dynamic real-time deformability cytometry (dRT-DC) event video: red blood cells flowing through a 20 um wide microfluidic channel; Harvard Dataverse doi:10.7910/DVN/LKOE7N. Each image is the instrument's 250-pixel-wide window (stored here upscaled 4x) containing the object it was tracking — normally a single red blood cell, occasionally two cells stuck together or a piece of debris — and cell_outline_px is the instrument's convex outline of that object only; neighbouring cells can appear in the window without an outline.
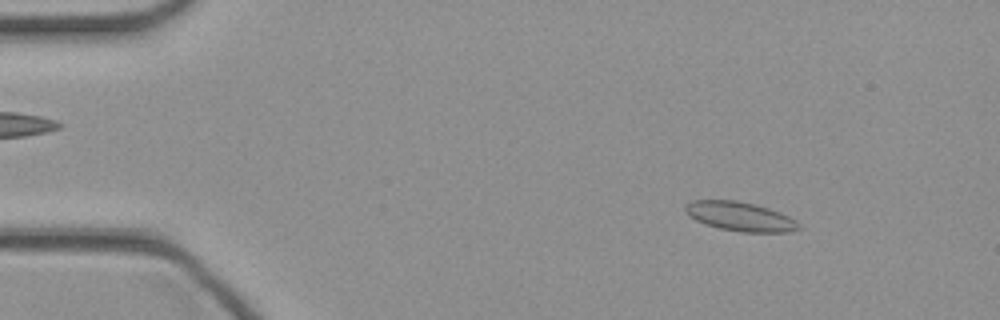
{"species": "common noctule bat (a hibernating species)", "species_latin": "Nyctalus noctula", "temperature_condition": "cold", "stored_images_in_passage": 43, "camera_frame_rate_fps": 3000, "um_per_image_px": 0.085, "animal": {"sex": "female", "body_mass_g": 21.9}, "frame": {"image": 1, "passage_image": 3, "time_ms": 0.667, "image_size_px": [1000, 320], "cell_outline_px": [[804, 228], [788, 232], [744, 232], [720, 228], [704, 224], [688, 216], [684, 208], [684, 204], [692, 200], [736, 200], [756, 204], [768, 208], [788, 216], [796, 220]], "centroid_in_image_um": [62.91, 18.39], "position_along_channel_um": 22.1, "area_um2": 19.42}}
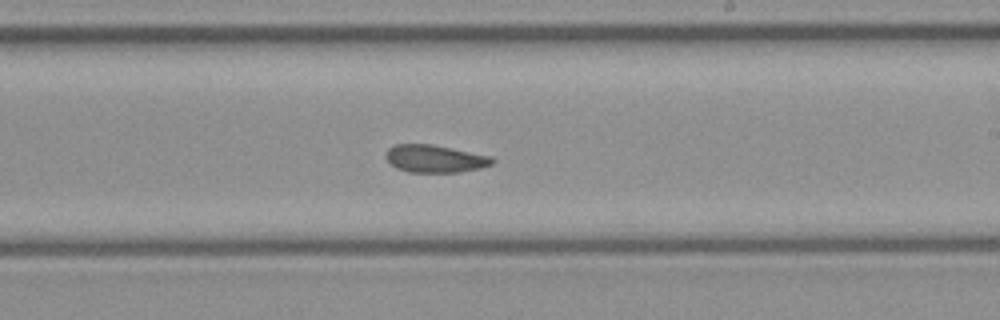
{"frame": {"image": 2, "passage_image": 24, "time_ms": 7.667, "image_size_px": [1000, 320], "cell_outline_px": [[496, 160], [492, 164], [480, 168], [460, 172], [408, 172], [396, 168], [384, 156], [384, 152], [388, 148], [396, 144], [432, 144], [492, 156]], "centroid_in_image_um": [36.96, 13.48], "position_along_channel_um": 252.0, "area_um2": 17.22}}
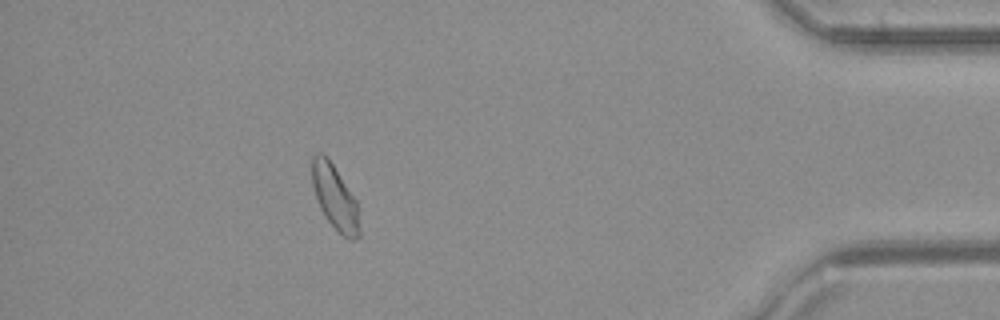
{"frame": {"image": 3, "passage_image": 38, "time_ms": 12.333, "image_size_px": [1000, 320], "cell_outline_px": [[360, 236], [352, 240], [348, 240], [328, 220], [320, 208], [312, 184], [312, 156], [316, 152], [320, 152], [328, 156], [356, 200], [360, 208]], "centroid_in_image_um": [28.5, 16.76], "position_along_channel_um": 406.7, "area_um2": 17.98}}